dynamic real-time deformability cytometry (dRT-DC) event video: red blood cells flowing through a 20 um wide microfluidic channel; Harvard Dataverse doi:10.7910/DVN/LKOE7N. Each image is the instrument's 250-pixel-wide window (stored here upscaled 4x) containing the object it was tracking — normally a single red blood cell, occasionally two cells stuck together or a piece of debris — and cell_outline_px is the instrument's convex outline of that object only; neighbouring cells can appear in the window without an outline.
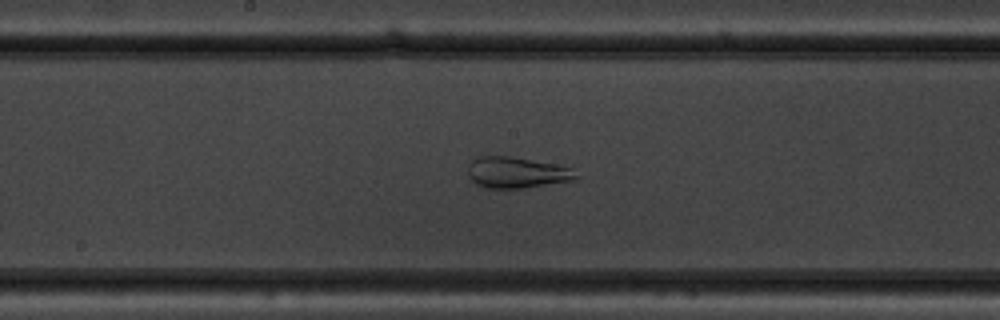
{"species": "common noctule bat (a hibernating species)", "species_latin": "Nyctalus noctula", "temperature_condition": "warm", "stored_images_in_passage": 47, "camera_frame_rate_fps": 3000, "um_per_image_px": 0.085, "animal": {"sex": "male", "body_mass_g": 19.5, "forearm_length_mm": 54.6}, "frame": {"image": 1, "passage_image": 21, "time_ms": 6.667, "image_size_px": [1000, 320], "cell_outline_px": [[580, 176], [572, 180], [524, 188], [484, 188], [476, 184], [468, 176], [468, 168], [472, 160], [480, 156], [512, 156], [556, 164], [572, 168]], "centroid_in_image_um": [43.92, 14.66], "position_along_channel_um": 204.3, "area_um2": 19.65}}
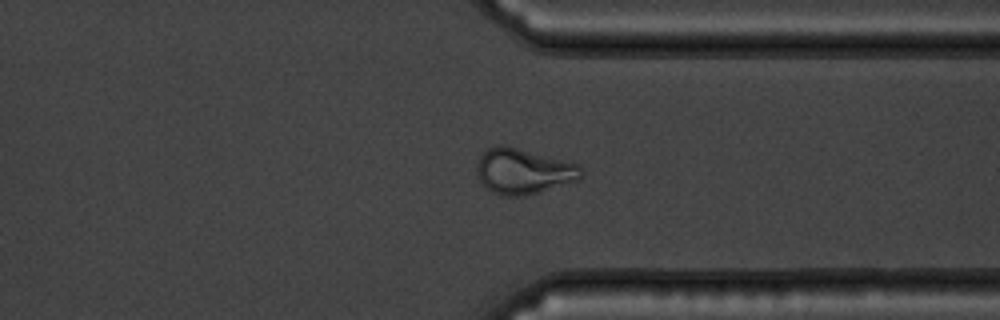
{"frame": {"image": 2, "passage_image": 34, "time_ms": 11.0, "image_size_px": [1000, 320], "cell_outline_px": [[584, 172], [580, 180], [524, 196], [500, 196], [492, 192], [480, 180], [476, 172], [476, 164], [480, 156], [488, 148], [500, 144], [580, 164], [584, 168]], "centroid_in_image_um": [44.52, 14.57], "position_along_channel_um": 366.9, "area_um2": 27.69}, "authors_computed_cell_mechanics": {"area_um2": 27.6862, "velocity_mm_per_s": 3.7671, "shape_relaxation_time_tau1_ms": null, "shape_relaxation_time_tau2_ms": 1.0002, "deformation_change_tau1": null, "deformation_change_tau2": 0.0823}}